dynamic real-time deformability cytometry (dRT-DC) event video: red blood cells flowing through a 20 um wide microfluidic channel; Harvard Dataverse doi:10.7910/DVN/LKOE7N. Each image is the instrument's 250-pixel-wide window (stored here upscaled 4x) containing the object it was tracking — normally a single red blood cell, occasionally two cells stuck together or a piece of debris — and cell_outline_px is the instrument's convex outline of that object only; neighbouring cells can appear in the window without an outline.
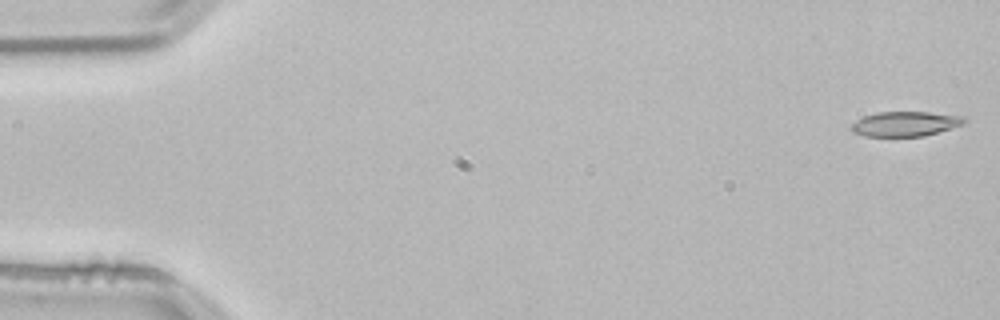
{"species": "common noctule bat (a hibernating species)", "species_latin": "Nyctalus noctula", "temperature_condition": "room temperature", "stored_images_in_passage": 53, "camera_frame_rate_fps": 3000, "um_per_image_px": 0.085, "animal": {"sex": "male", "body_mass_g": 21.5, "forearm_length_mm": 52.0}, "frame": {"image": 1, "passage_image": 1, "time_ms": 0.0, "image_size_px": [1000, 320], "cell_outline_px": [[968, 120], [964, 124], [924, 136], [864, 136], [852, 132], [852, 124], [856, 120], [864, 116], [876, 112], [928, 112], [964, 116]], "centroid_in_image_um": [76.96, 10.52], "position_along_channel_um": 8.0, "area_um2": 16.3}}
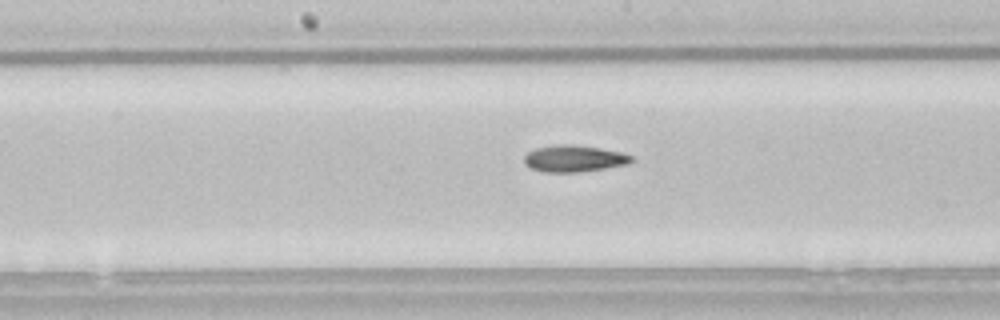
{"frame": {"image": 2, "passage_image": 27, "time_ms": 8.667, "image_size_px": [1000, 320], "cell_outline_px": [[636, 160], [628, 164], [580, 172], [544, 172], [532, 168], [524, 164], [524, 156], [528, 152], [536, 148], [552, 144], [572, 144], [600, 148], [624, 152], [632, 156]], "centroid_in_image_um": [48.82, 13.46], "position_along_channel_um": 199.4, "area_um2": 16.88}}
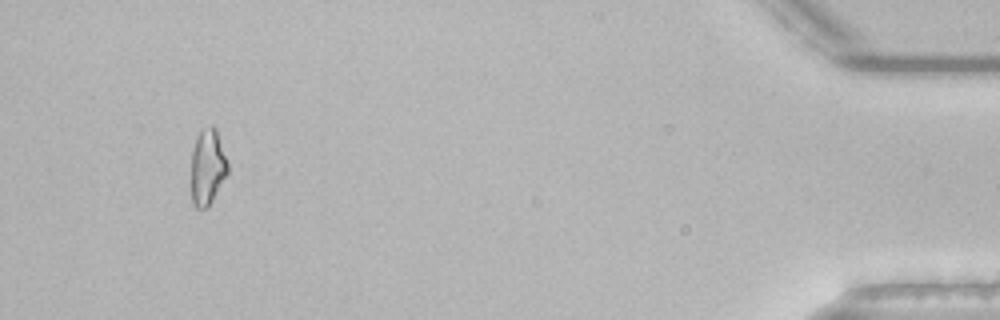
{"frame": {"image": 3, "passage_image": 50, "time_ms": 16.333, "image_size_px": [1000, 320], "cell_outline_px": [[228, 172], [208, 208], [196, 208], [192, 204], [192, 152], [196, 136], [200, 128], [212, 124], [216, 128], [228, 164]], "centroid_in_image_um": [17.63, 14.16], "position_along_channel_um": 417.6, "area_um2": 16.24}, "authors_computed_cell_mechanics": {"area_um2": 16.4152, "velocity_mm_per_s": 3.8154, "shape_relaxation_time_tau1_ms": 8.8705, "shape_relaxation_time_tau2_ms": null, "deformation_change_tau1": 0.1967, "deformation_change_tau2": null}}